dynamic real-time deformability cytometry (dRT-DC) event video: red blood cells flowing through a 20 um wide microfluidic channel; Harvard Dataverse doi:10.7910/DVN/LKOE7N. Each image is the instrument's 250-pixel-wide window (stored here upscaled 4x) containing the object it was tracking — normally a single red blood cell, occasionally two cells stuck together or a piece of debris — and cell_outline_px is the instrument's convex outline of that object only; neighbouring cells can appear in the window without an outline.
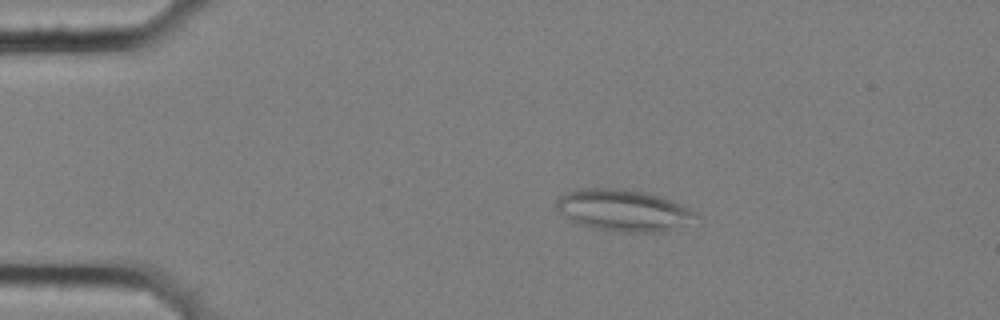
{"species": "common noctule bat (a hibernating species)", "species_latin": "Nyctalus noctula", "temperature_condition": "cold", "stored_images_in_passage": 4, "camera_frame_rate_fps": 3000, "um_per_image_px": 0.085, "animal": {"sex": "female", "body_mass_g": 25.1}, "frame": {"image": 1, "passage_image": 3, "time_ms": 0.667, "image_size_px": [1000, 320], "cell_outline_px": [[696, 216], [684, 224], [664, 232], [616, 232], [576, 224], [560, 212], [556, 208], [556, 200], [560, 196], [576, 188], [624, 188], [648, 192], [660, 196], [680, 204], [696, 212]], "centroid_in_image_um": [52.93, 17.86], "position_along_channel_um": 32.1, "area_um2": 33.81}}